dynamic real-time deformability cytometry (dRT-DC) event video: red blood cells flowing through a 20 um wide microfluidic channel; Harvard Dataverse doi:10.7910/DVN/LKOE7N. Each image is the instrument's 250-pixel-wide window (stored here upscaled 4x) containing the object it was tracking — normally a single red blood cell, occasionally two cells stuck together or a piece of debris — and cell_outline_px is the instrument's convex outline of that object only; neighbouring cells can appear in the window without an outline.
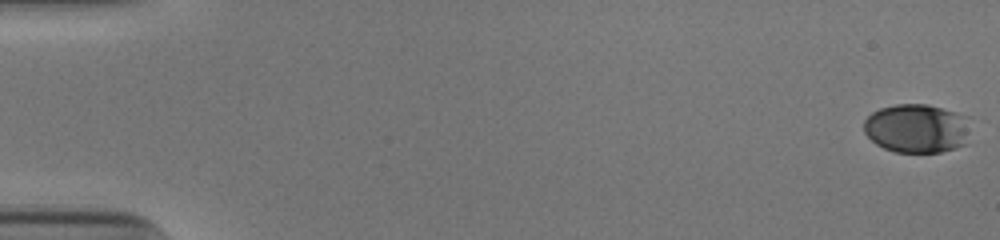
{"species": "human", "species_latin": "Homo sapiens", "temperature_condition": "cold", "stored_images_in_passage": 54, "camera_frame_rate_fps": 3000, "um_per_image_px": 0.085, "donor": {"sex": "male"}, "frame": {"image": 1, "passage_image": 1, "time_ms": 0.0, "image_size_px": [1000, 240], "cell_outline_px": [[968, 144], [956, 148], [940, 152], [896, 152], [884, 148], [876, 144], [864, 132], [864, 120], [872, 112], [880, 108], [896, 104], [928, 104], [956, 112], [968, 116]], "centroid_in_image_um": [77.95, 10.91], "position_along_channel_um": 7.1, "area_um2": 30.63}}
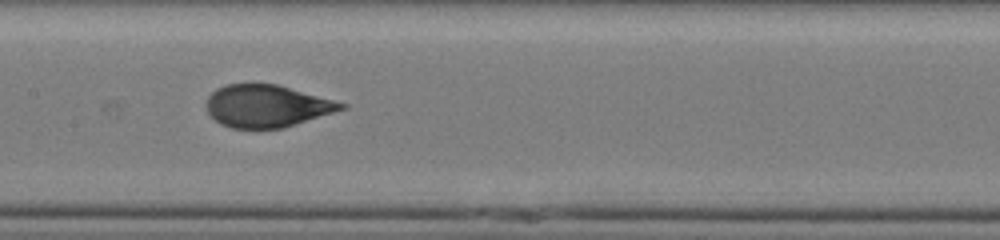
{"frame": {"image": 2, "passage_image": 28, "time_ms": 9.0, "image_size_px": [1000, 240], "cell_outline_px": [[348, 108], [284, 128], [232, 128], [220, 124], [208, 112], [204, 104], [208, 96], [216, 88], [224, 84], [276, 84], [348, 104]], "centroid_in_image_um": [22.67, 9.01], "position_along_channel_um": 184.7, "area_um2": 33.29}}
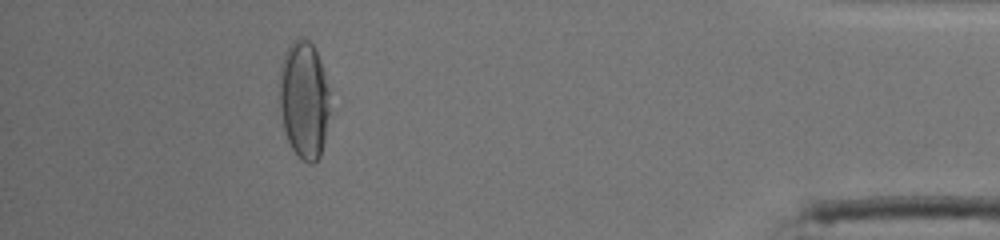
{"frame": {"image": 3, "passage_image": 49, "time_ms": 16.0, "image_size_px": [1000, 240], "cell_outline_px": [[328, 112], [324, 140], [320, 156], [312, 164], [308, 164], [292, 148], [288, 140], [284, 128], [280, 112], [280, 68], [288, 44], [296, 36], [300, 36], [308, 40], [312, 44], [320, 60], [328, 88]], "centroid_in_image_um": [25.82, 8.43], "position_along_channel_um": 409.4, "area_um2": 34.16}, "authors_computed_cell_mechanics": {"area_um2": 33.6396, "velocity_mm_per_s": 3.913, "shape_relaxation_time_tau1_ms": 4.799, "shape_relaxation_time_tau2_ms": null, "deformation_change_tau1": 0.2024, "deformation_change_tau2": null}}